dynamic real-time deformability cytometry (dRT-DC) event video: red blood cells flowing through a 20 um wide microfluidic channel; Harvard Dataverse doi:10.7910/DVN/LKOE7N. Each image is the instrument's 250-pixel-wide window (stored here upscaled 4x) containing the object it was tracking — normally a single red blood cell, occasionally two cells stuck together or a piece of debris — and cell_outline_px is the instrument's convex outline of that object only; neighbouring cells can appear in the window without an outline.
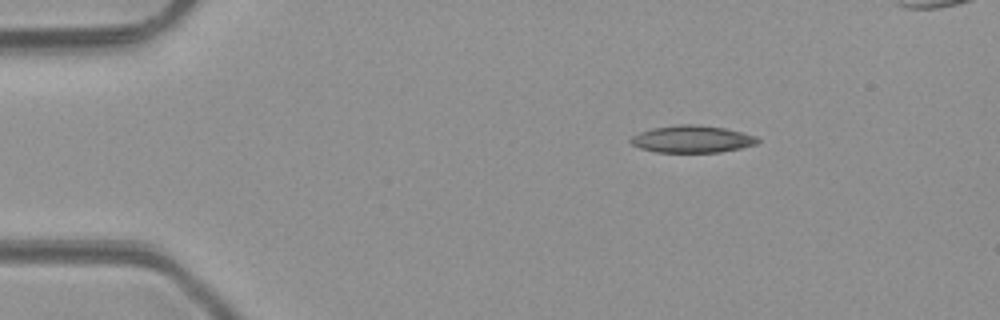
{"species": "common noctule bat (a hibernating species)", "species_latin": "Nyctalus noctula", "temperature_condition": "room temperature", "stored_images_in_passage": 4, "camera_frame_rate_fps": 3000, "um_per_image_px": 0.085, "animal": {"sex": "male", "body_mass_g": 23.1, "forearm_length_mm": 52.7}, "frame": {"image": 1, "passage_image": 4, "time_ms": 4.333, "image_size_px": [1000, 320], "cell_outline_px": [[760, 140], [756, 144], [740, 148], [720, 152], [656, 152], [640, 148], [632, 144], [628, 140], [632, 136], [640, 132], [652, 128], [680, 124], [692, 124], [724, 128], [756, 136]], "centroid_in_image_um": [58.8, 11.82], "position_along_channel_um": 26.2, "area_um2": 19.94}}